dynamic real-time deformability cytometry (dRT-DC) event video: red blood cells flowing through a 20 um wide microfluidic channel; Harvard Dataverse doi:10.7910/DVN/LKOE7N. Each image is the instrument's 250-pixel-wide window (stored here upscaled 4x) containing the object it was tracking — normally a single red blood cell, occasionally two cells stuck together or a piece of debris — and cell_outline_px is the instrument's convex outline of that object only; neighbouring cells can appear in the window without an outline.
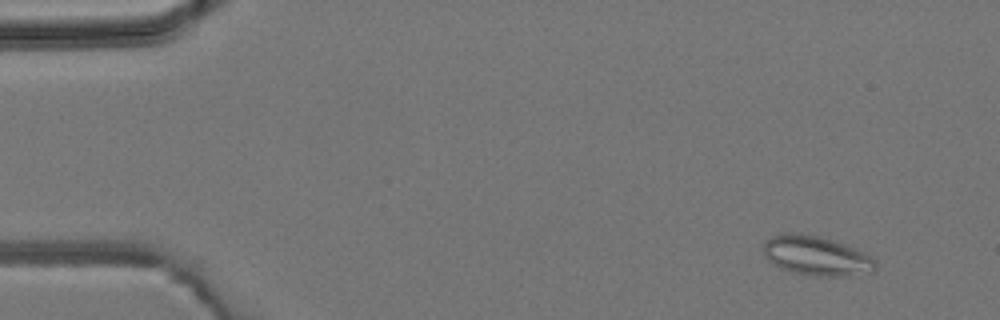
{"species": "common noctule bat (a hibernating species)", "species_latin": "Nyctalus noctula", "temperature_condition": "room temperature", "stored_images_in_passage": 4, "camera_frame_rate_fps": 3000, "um_per_image_px": 0.085, "animal": {"sex": "male", "body_mass_g": 19.2, "forearm_length_mm": 51.8}, "frame": {"image": 1, "passage_image": 1, "time_ms": 0.0, "image_size_px": [1000, 320], "cell_outline_px": [[876, 268], [872, 272], [848, 276], [812, 276], [792, 272], [780, 268], [772, 264], [764, 256], [764, 240], [780, 232], [800, 232], [820, 236], [856, 248], [872, 256], [876, 260]], "centroid_in_image_um": [69.37, 21.73], "position_along_channel_um": 15.6, "area_um2": 26.36}}